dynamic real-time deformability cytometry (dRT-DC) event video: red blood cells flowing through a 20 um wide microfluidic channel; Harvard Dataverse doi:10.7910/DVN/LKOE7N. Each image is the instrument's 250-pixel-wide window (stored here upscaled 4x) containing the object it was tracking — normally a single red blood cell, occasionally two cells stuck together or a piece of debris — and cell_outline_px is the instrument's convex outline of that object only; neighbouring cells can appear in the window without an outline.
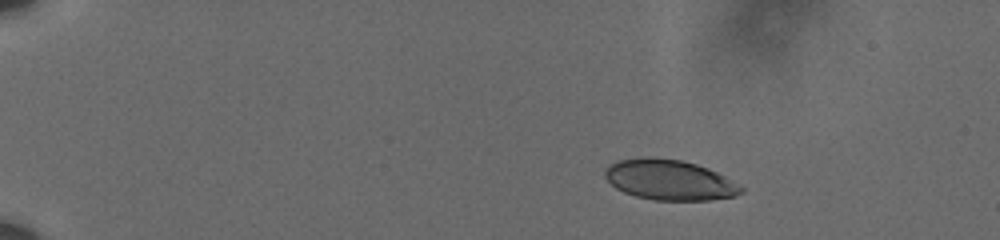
{"species": "human", "species_latin": "Homo sapiens", "temperature_condition": "cold", "stored_images_in_passage": 50, "camera_frame_rate_fps": 3000, "um_per_image_px": 0.085, "donor": {"sex": "male"}, "frame": {"image": 1, "passage_image": 1, "time_ms": 0.0, "image_size_px": [1000, 240], "cell_outline_px": [[744, 192], [736, 196], [708, 200], [656, 200], [636, 196], [624, 192], [616, 188], [604, 176], [604, 172], [612, 164], [620, 160], [644, 156], [656, 156], [680, 160], [696, 164], [708, 168], [724, 176], [744, 188]], "centroid_in_image_um": [56.92, 15.28], "position_along_channel_um": 28.1, "area_um2": 31.91}}
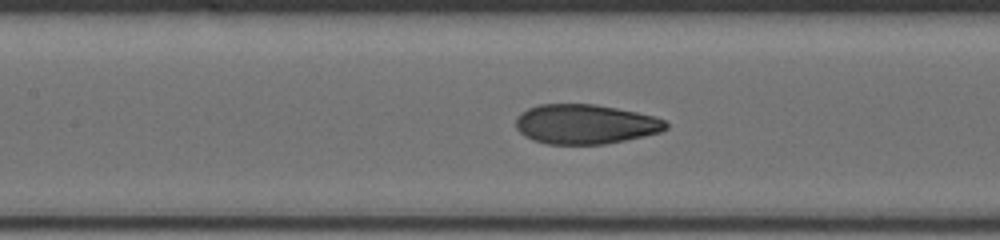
{"frame": {"image": 2, "passage_image": 21, "time_ms": 6.667, "image_size_px": [1000, 240], "cell_outline_px": [[668, 128], [660, 132], [644, 136], [604, 144], [548, 144], [532, 140], [524, 136], [516, 128], [516, 116], [520, 112], [528, 108], [540, 104], [596, 104], [636, 112], [652, 116], [664, 120], [668, 124]], "centroid_in_image_um": [49.71, 10.55], "position_along_channel_um": 157.7, "area_um2": 34.68}}
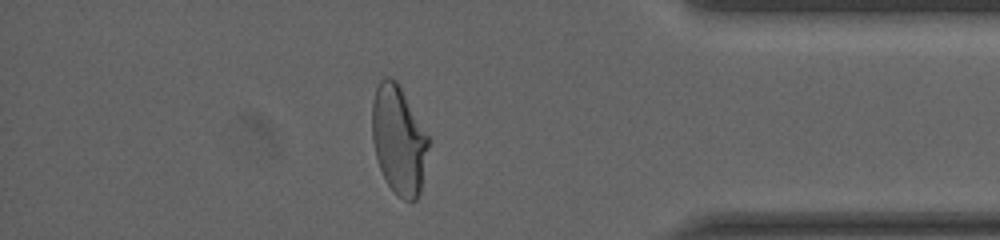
{"frame": {"image": 3, "passage_image": 43, "time_ms": 14.0, "image_size_px": [1000, 240], "cell_outline_px": [[432, 140], [420, 192], [416, 200], [404, 200], [388, 184], [380, 168], [376, 156], [372, 140], [372, 100], [376, 88], [380, 80], [384, 76], [388, 76], [396, 80]], "centroid_in_image_um": [33.92, 11.87], "position_along_channel_um": 401.3, "area_um2": 36.01}, "authors_computed_cell_mechanics": {"area_um2": 34.9112, "velocity_mm_per_s": 3.601, "shape_relaxation_time_tau1_ms": 5.6949, "shape_relaxation_time_tau2_ms": 0.9902, "deformation_change_tau1": 0.1975, "deformation_change_tau2": 0.0624}}